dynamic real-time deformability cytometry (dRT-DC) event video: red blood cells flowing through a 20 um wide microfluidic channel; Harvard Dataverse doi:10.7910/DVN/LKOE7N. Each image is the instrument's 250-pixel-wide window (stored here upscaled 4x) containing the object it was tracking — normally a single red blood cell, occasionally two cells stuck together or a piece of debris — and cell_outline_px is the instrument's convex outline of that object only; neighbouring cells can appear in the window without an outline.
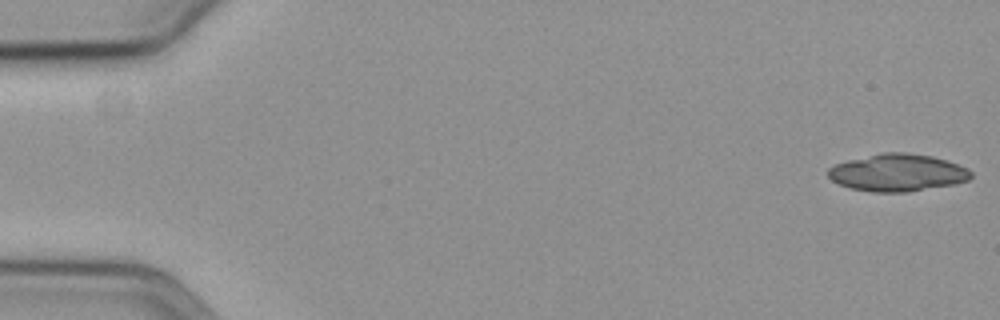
{"species": "common noctule bat (a hibernating species)", "species_latin": "Nyctalus noctula", "temperature_condition": "cold", "stored_images_in_passage": 36, "segment_of_instrument_passage": [1, 2], "camera_frame_rate_fps": 3000, "um_per_image_px": 0.085, "animal": {"sex": "female", "body_mass_g": 19.3, "forearm_length_mm": 54.1}, "frame": {"image": 1, "passage_image": 1, "time_ms": 0.0, "image_size_px": [1000, 320], "cell_outline_px": [[972, 176], [968, 180], [952, 184], [908, 192], [872, 192], [852, 188], [840, 184], [832, 180], [828, 176], [828, 168], [836, 164], [848, 160], [884, 152], [904, 152], [932, 156], [948, 160], [968, 168], [972, 172]], "centroid_in_image_um": [76.31, 14.67], "position_along_channel_um": 8.7, "area_um2": 30.92}}